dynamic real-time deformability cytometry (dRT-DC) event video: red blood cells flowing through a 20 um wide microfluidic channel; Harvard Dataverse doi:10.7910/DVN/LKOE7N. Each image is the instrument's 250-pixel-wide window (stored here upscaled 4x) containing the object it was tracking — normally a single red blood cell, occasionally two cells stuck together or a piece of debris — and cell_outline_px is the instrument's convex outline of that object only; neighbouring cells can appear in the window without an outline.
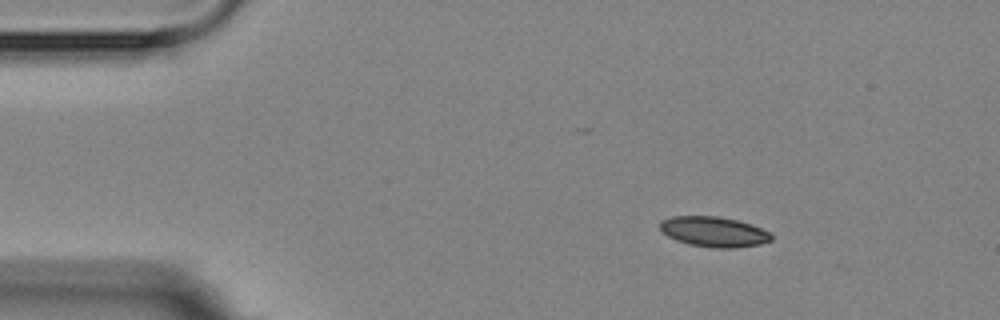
{"species": "Egyptian fruit bat (a non-hibernating species)", "species_latin": "Rousettus aegyptiacus", "temperature_condition": "room temperature", "stored_images_in_passage": 4, "camera_frame_rate_fps": 3000, "um_per_image_px": 0.085, "animal": {"sex": "female"}, "frame": {"image": 1, "passage_image": 2, "time_ms": 1.0, "image_size_px": [1000, 320], "cell_outline_px": [[772, 240], [760, 244], [736, 248], [712, 248], [688, 244], [676, 240], [668, 236], [660, 228], [660, 220], [672, 216], [720, 216], [752, 224], [772, 232]], "centroid_in_image_um": [60.71, 19.7], "position_along_channel_um": 24.3, "area_um2": 19.83}}